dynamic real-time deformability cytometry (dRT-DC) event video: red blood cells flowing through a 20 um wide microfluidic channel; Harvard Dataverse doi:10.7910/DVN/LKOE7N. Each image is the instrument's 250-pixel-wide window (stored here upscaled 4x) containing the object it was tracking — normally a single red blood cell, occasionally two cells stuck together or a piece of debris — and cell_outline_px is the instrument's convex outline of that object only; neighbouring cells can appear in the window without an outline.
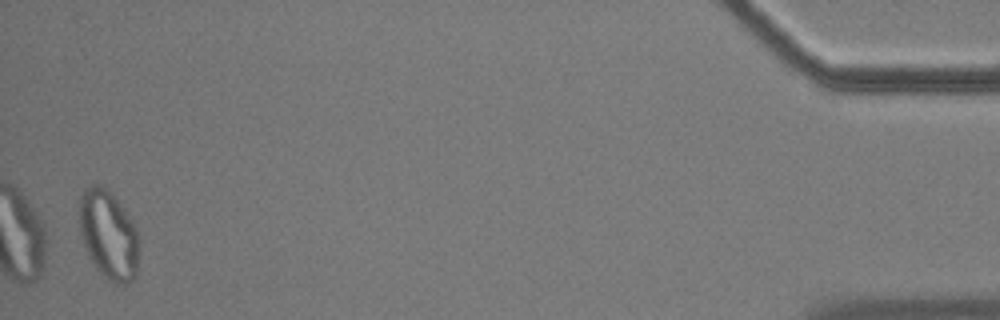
{"species": "common noctule bat (a hibernating species)", "species_latin": "Nyctalus noctula", "temperature_condition": "cold", "stored_images_in_passage": 41, "segment_of_instrument_passage": [2, 2], "camera_frame_rate_fps": 3000, "um_per_image_px": 0.085, "animal": {"sex": "male", "body_mass_g": 17.9}, "frame": {"image": 1, "passage_image": 40, "time_ms": 13.0, "image_size_px": [1000, 320], "cell_outline_px": [[136, 276], [132, 280], [124, 284], [116, 284], [108, 280], [96, 268], [88, 256], [80, 236], [80, 192], [88, 184], [100, 184], [108, 188], [112, 192], [136, 228]], "centroid_in_image_um": [9.16, 19.91], "position_along_channel_um": 426.0, "area_um2": 30.69}}